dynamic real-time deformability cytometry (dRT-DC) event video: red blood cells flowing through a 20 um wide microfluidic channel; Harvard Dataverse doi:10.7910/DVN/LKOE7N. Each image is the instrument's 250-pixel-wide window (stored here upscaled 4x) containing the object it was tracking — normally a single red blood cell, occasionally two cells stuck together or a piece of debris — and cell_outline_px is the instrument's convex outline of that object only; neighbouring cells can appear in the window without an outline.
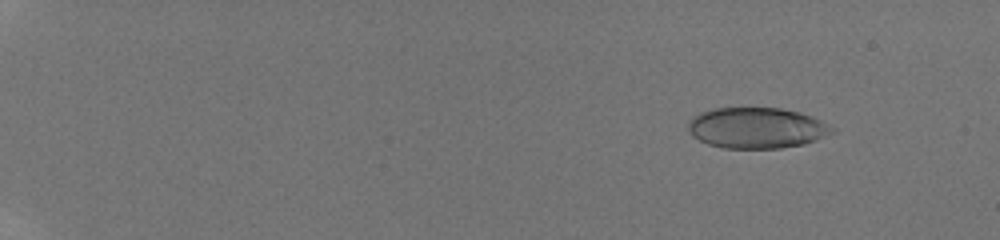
{"species": "human", "species_latin": "Homo sapiens", "temperature_condition": "room temperature", "stored_images_in_passage": 91, "camera_frame_rate_fps": 3000, "um_per_image_px": 0.085, "donor": {"sex": "male"}, "frame": {"image": 1, "passage_image": 13, "time_ms": 2.333, "image_size_px": [1000, 240], "cell_outline_px": [[836, 132], [816, 140], [804, 144], [780, 148], [724, 148], [708, 144], [692, 136], [688, 132], [688, 124], [692, 116], [700, 112], [716, 108], [780, 108], [800, 112], [820, 120], [836, 128]], "centroid_in_image_um": [64.33, 10.87], "position_along_channel_um": 20.7, "area_um2": 34.39}}
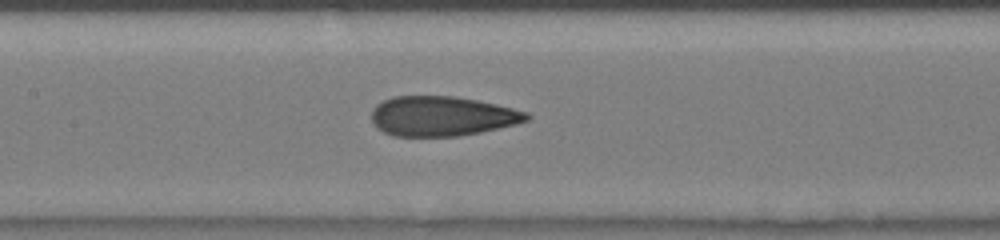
{"frame": {"image": 2, "passage_image": 50, "time_ms": 10.0, "image_size_px": [1000, 240], "cell_outline_px": [[532, 116], [528, 120], [516, 124], [480, 132], [460, 136], [392, 136], [376, 128], [372, 120], [372, 108], [376, 104], [392, 96], [456, 96], [496, 104], [528, 112]], "centroid_in_image_um": [37.56, 9.87], "position_along_channel_um": 169.8, "area_um2": 36.13}}
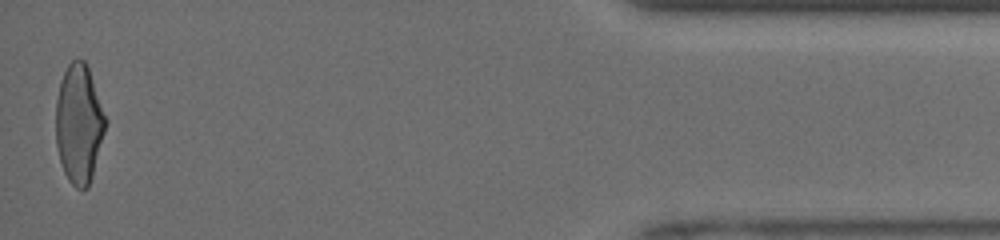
{"frame": {"image": 3, "passage_image": 90, "time_ms": 17.667, "image_size_px": [1000, 240], "cell_outline_px": [[108, 120], [92, 176], [88, 188], [76, 188], [68, 180], [64, 172], [60, 160], [56, 144], [56, 100], [60, 80], [68, 64], [72, 60], [84, 60], [88, 68]], "centroid_in_image_um": [6.71, 10.52], "position_along_channel_um": 428.5, "area_um2": 34.39}, "authors_computed_cell_mechanics": {"area_um2": 35.547, "velocity_mm_per_s": 4.1689, "shape_relaxation_time_tau1_ms": 8.8807, "shape_relaxation_time_tau2_ms": 0.8423, "deformation_change_tau1": 0.2585, "deformation_change_tau2": 0.0691}}